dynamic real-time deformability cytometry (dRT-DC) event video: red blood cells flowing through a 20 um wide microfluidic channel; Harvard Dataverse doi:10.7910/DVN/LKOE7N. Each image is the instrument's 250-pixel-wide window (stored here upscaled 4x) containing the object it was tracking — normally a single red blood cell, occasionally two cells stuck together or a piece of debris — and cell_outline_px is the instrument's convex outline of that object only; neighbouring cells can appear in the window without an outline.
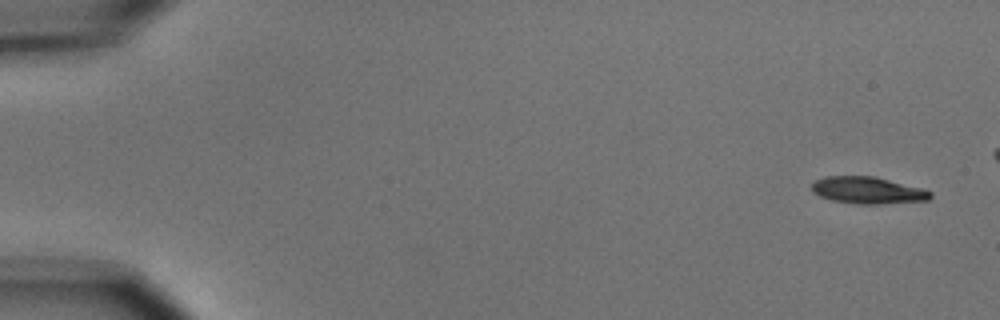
{"species": "common noctule bat (a hibernating species)", "species_latin": "Nyctalus noctula", "temperature_condition": "cold", "stored_images_in_passage": 6, "camera_frame_rate_fps": 3000, "um_per_image_px": 0.085, "animal": {"sex": "male", "body_mass_g": 15.6}, "frame": {"image": 1, "passage_image": 1, "time_ms": 0.0, "image_size_px": [1000, 320], "cell_outline_px": [[932, 196], [928, 200], [880, 204], [856, 204], [832, 200], [820, 196], [812, 192], [812, 184], [816, 180], [824, 176], [876, 176], [924, 188], [932, 192]], "centroid_in_image_um": [73.78, 16.17], "position_along_channel_um": 11.2, "area_um2": 18.79}}